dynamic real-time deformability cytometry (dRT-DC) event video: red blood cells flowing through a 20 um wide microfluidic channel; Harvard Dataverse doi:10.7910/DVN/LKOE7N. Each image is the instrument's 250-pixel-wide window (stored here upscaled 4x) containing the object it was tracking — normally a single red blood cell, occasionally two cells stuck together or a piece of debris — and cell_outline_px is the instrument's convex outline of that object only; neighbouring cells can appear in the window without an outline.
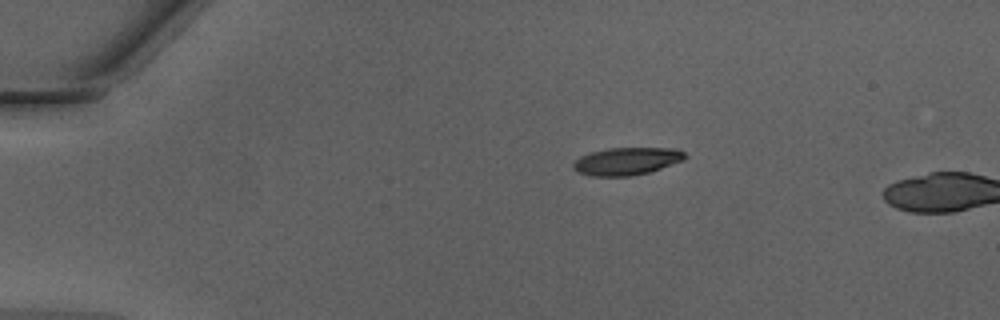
{"species": "Egyptian fruit bat (a non-hibernating species)", "species_latin": "Rousettus aegyptiacus", "temperature_condition": "warm", "stored_images_in_passage": 3, "camera_frame_rate_fps": 3000, "um_per_image_px": 0.085, "animal": {"sex": "male"}, "frame": {"image": 1, "passage_image": 1, "time_ms": 0.0, "image_size_px": [1000, 320], "cell_outline_px": [[688, 156], [684, 160], [648, 172], [628, 176], [588, 176], [576, 172], [572, 168], [572, 164], [580, 156], [588, 152], [608, 148], [680, 148]], "centroid_in_image_um": [53.24, 13.69], "position_along_channel_um": 31.8, "area_um2": 18.15}}